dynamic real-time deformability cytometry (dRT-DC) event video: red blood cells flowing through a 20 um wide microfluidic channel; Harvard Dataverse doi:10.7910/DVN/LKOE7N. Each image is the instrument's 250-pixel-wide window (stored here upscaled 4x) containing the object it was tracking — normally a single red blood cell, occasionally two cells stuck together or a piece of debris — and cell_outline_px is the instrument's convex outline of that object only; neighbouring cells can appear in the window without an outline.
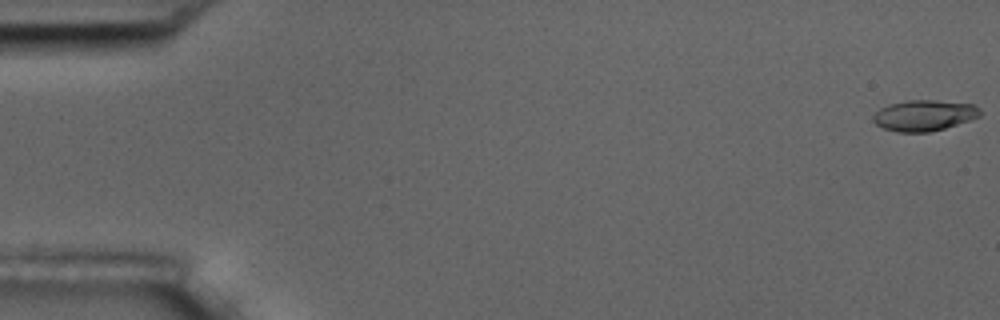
{"species": "common noctule bat (a hibernating species)", "species_latin": "Nyctalus noctula", "temperature_condition": "room temperature", "stored_images_in_passage": 6, "camera_frame_rate_fps": 3000, "um_per_image_px": 0.085, "animal": {"sex": "male", "body_mass_g": 17.5, "forearm_length_mm": 52.3}, "frame": {"image": 1, "passage_image": 1, "time_ms": 0.0, "image_size_px": [1000, 320], "cell_outline_px": [[980, 116], [944, 128], [928, 132], [896, 132], [884, 128], [876, 124], [872, 120], [872, 116], [880, 108], [888, 104], [908, 100], [932, 100], [972, 104], [980, 108]], "centroid_in_image_um": [78.51, 9.81], "position_along_channel_um": 6.5, "area_um2": 19.07}}
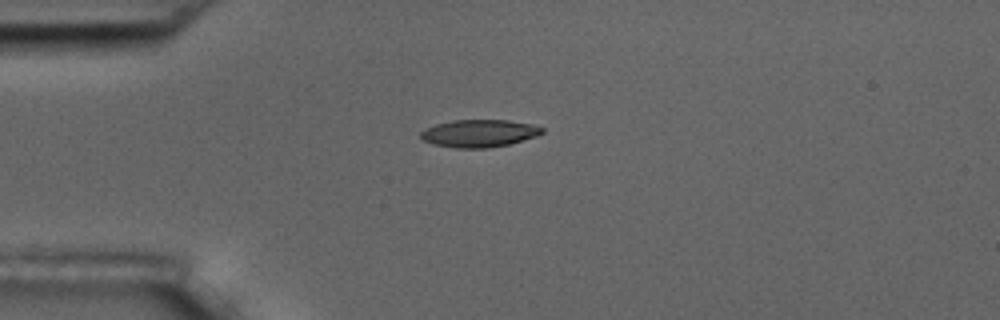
{"frame": {"image": 2, "passage_image": 4, "time_ms": 4.667, "image_size_px": [1000, 320], "cell_outline_px": [[544, 132], [536, 136], [524, 140], [508, 144], [488, 148], [456, 148], [432, 144], [420, 140], [420, 132], [424, 128], [436, 124], [452, 120], [508, 120], [532, 124], [544, 128]], "centroid_in_image_um": [40.69, 11.33], "position_along_channel_um": 44.3, "area_um2": 19.65}}